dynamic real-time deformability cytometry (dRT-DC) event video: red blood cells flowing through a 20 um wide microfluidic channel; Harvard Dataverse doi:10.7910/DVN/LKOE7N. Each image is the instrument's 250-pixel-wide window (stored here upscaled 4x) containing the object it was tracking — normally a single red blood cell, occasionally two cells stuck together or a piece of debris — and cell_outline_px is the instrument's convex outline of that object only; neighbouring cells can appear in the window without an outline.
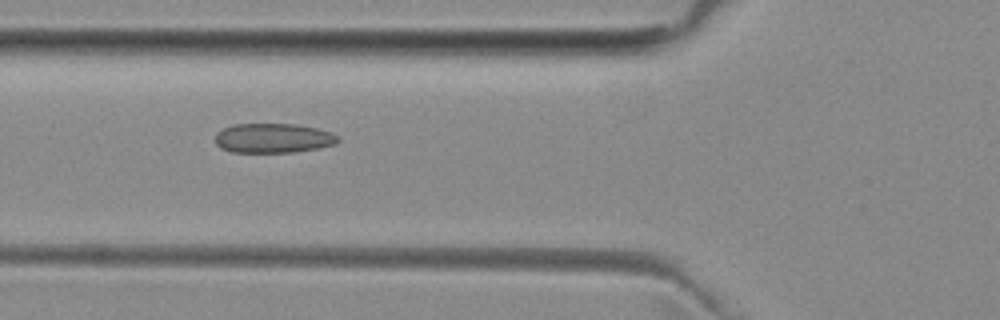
{"species": "common noctule bat (a hibernating species)", "species_latin": "Nyctalus noctula", "temperature_condition": "room temperature", "stored_images_in_passage": 6, "camera_frame_rate_fps": 3000, "um_per_image_px": 0.085, "animal": {"sex": "female", "body_mass_g": 29.2, "forearm_length_mm": 56.3}, "frame": {"image": 1, "passage_image": 3, "time_ms": 2.0, "image_size_px": [1000, 320], "cell_outline_px": [[340, 140], [336, 144], [316, 148], [292, 152], [232, 152], [220, 148], [216, 144], [216, 132], [232, 124], [296, 124], [316, 128], [328, 132], [336, 136]], "centroid_in_image_um": [23.17, 11.74], "position_along_channel_um": 102.6, "area_um2": 20.98}}
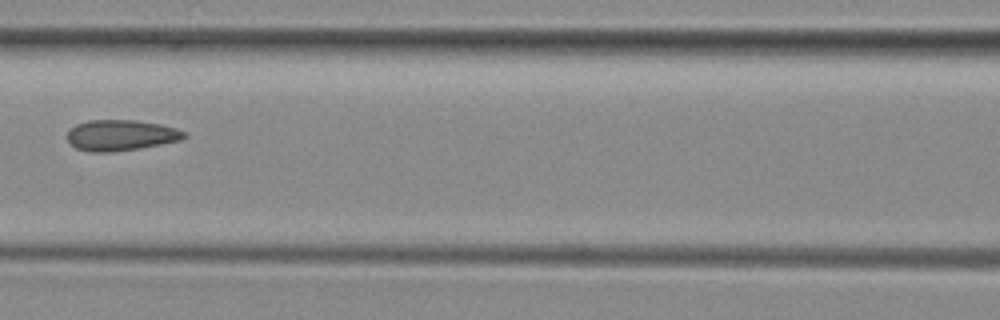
{"frame": {"image": 2, "passage_image": 4, "time_ms": 3.333, "image_size_px": [1000, 320], "cell_outline_px": [[188, 136], [180, 140], [140, 148], [112, 152], [88, 152], [76, 148], [68, 140], [68, 132], [76, 124], [88, 120], [136, 120], [160, 124], [176, 128], [184, 132]], "centroid_in_image_um": [10.27, 11.49], "position_along_channel_um": 156.3, "area_um2": 20.92}}
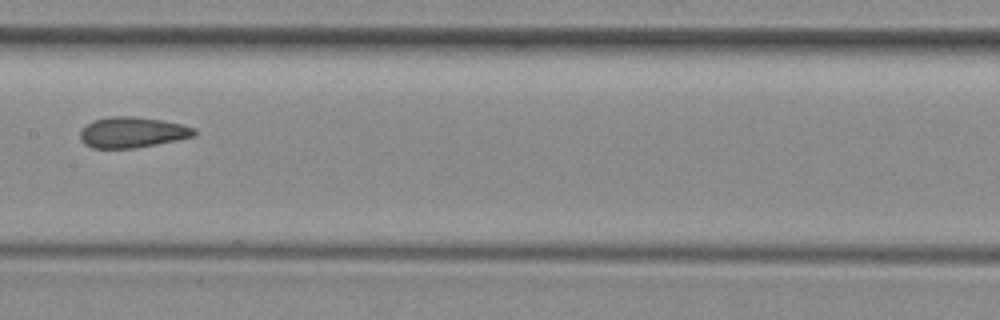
{"frame": {"image": 3, "passage_image": 5, "time_ms": 4.333, "image_size_px": [1000, 320], "cell_outline_px": [[196, 136], [136, 148], [92, 148], [84, 144], [80, 140], [80, 128], [84, 124], [92, 120], [108, 116], [132, 116], [164, 120], [196, 128]], "centroid_in_image_um": [11.2, 11.24], "position_along_channel_um": 196.2, "area_um2": 20.75}}